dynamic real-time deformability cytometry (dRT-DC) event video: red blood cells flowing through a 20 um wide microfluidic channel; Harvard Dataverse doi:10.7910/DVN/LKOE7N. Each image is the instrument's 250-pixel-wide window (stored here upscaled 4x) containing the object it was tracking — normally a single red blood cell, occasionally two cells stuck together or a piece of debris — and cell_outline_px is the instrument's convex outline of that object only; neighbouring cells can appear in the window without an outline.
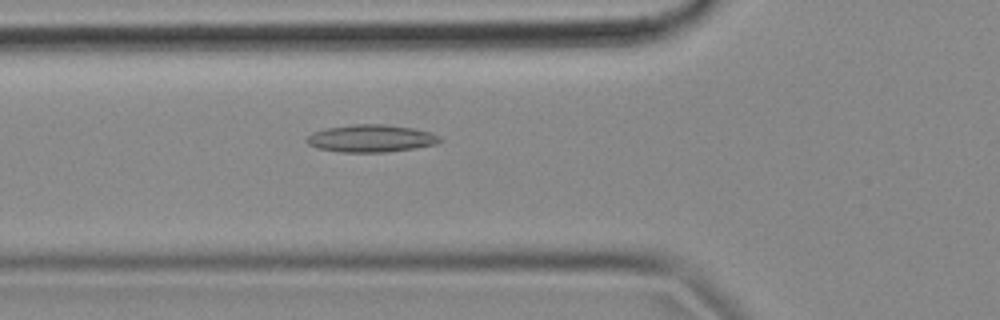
{"species": "common noctule bat (a hibernating species)", "species_latin": "Nyctalus noctula", "temperature_condition": "cold", "stored_images_in_passage": 33, "camera_frame_rate_fps": 3000, "um_per_image_px": 0.085, "animal": {"sex": "female", "body_mass_g": 18.4}, "frame": {"image": 1, "passage_image": 10, "time_ms": 3.0, "image_size_px": [1000, 320], "cell_outline_px": [[444, 140], [436, 144], [416, 148], [388, 152], [340, 152], [316, 148], [308, 144], [304, 140], [312, 132], [324, 128], [352, 124], [384, 124], [412, 128], [428, 132], [440, 136]], "centroid_in_image_um": [31.51, 11.77], "position_along_channel_um": 94.3, "area_um2": 21.5}}
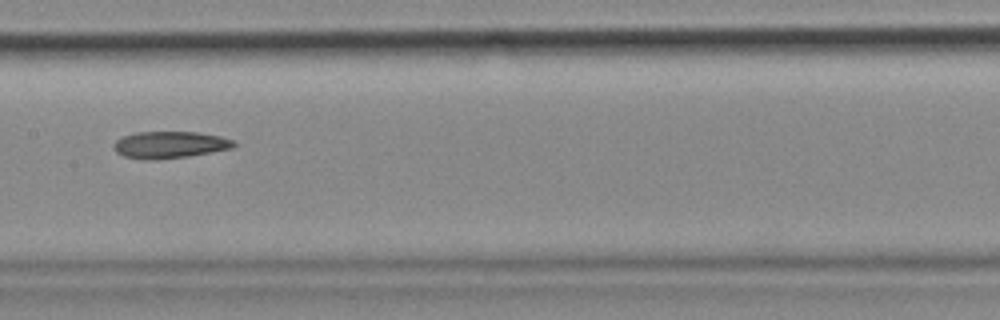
{"frame": {"image": 2, "passage_image": 18, "time_ms": 5.667, "image_size_px": [1000, 320], "cell_outline_px": [[236, 144], [232, 148], [188, 156], [152, 160], [144, 160], [124, 156], [116, 152], [112, 148], [112, 144], [116, 140], [124, 136], [136, 132], [196, 132], [220, 136], [232, 140]], "centroid_in_image_um": [14.38, 12.31], "position_along_channel_um": 193.0, "area_um2": 18.73}}
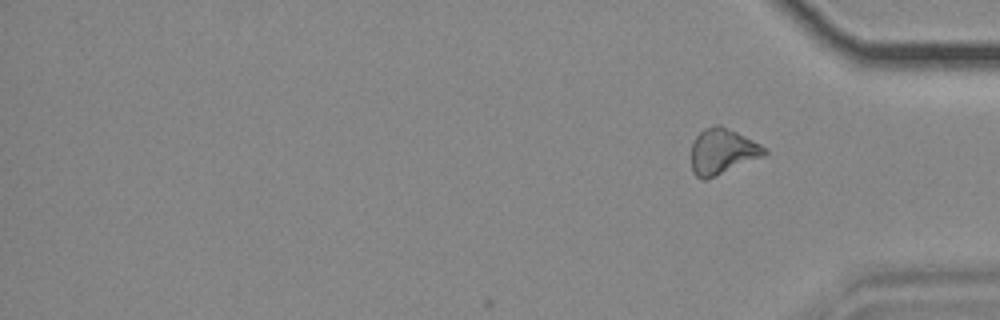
{"frame": {"image": 3, "passage_image": 33, "time_ms": 10.667, "image_size_px": [1000, 320], "cell_outline_px": [[768, 152], [764, 156], [704, 180], [696, 176], [692, 172], [692, 140], [704, 128], [716, 124], [720, 124], [760, 144]], "centroid_in_image_um": [61.37, 12.85], "position_along_channel_um": 373.8, "area_um2": 19.19}, "authors_computed_cell_mechanics": {"area_um2": 19.1318, "velocity_mm_per_s": 3.6949, "shape_relaxation_time_tau1_ms": null, "shape_relaxation_time_tau2_ms": 6.9121, "deformation_change_tau1": null, "deformation_change_tau2": 0.1678}}